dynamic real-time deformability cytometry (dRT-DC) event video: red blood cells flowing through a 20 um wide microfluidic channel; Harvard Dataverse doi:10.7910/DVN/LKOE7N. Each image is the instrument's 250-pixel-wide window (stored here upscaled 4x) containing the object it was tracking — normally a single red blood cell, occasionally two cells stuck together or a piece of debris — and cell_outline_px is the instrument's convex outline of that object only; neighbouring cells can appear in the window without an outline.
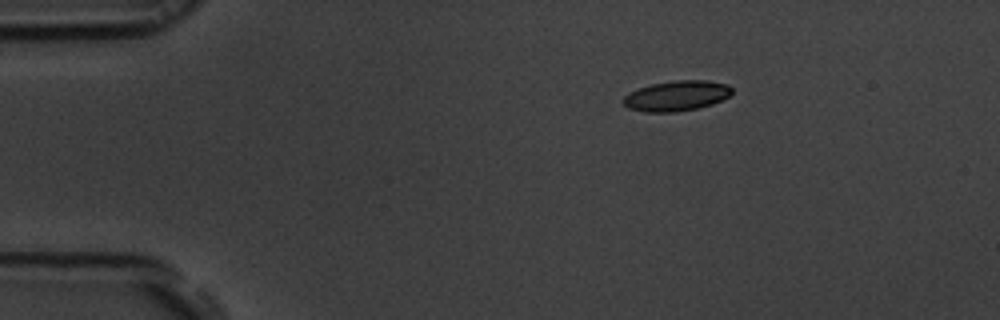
{"species": "common noctule bat (a hibernating species)", "species_latin": "Nyctalus noctula", "temperature_condition": "room temperature", "stored_images_in_passage": 46, "camera_frame_rate_fps": 3000, "um_per_image_px": 0.085, "animal": {"sex": "male", "body_mass_g": 19.5, "forearm_length_mm": 54.6}, "frame": {"image": 1, "passage_image": 1, "time_ms": 0.0, "image_size_px": [1000, 320], "cell_outline_px": [[732, 92], [728, 96], [712, 104], [696, 108], [676, 112], [644, 112], [628, 108], [624, 104], [624, 96], [628, 92], [652, 84], [672, 80], [708, 80], [728, 84], [732, 88]], "centroid_in_image_um": [57.5, 8.14], "position_along_channel_um": 27.5, "area_um2": 19.13}}
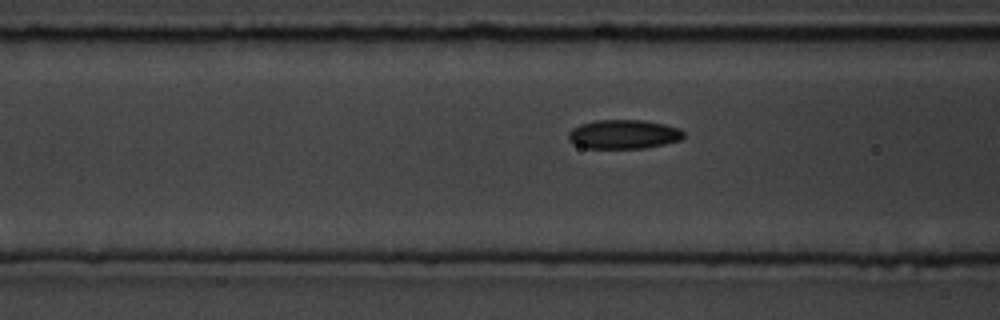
{"frame": {"image": 2, "passage_image": 13, "time_ms": 4.0, "image_size_px": [1000, 320], "cell_outline_px": [[684, 136], [680, 140], [664, 144], [644, 148], [588, 148], [576, 144], [568, 140], [568, 132], [572, 128], [580, 124], [596, 120], [644, 120], [664, 124], [680, 128], [684, 132]], "centroid_in_image_um": [53.01, 11.4], "position_along_channel_um": 113.6, "area_um2": 19.54}}
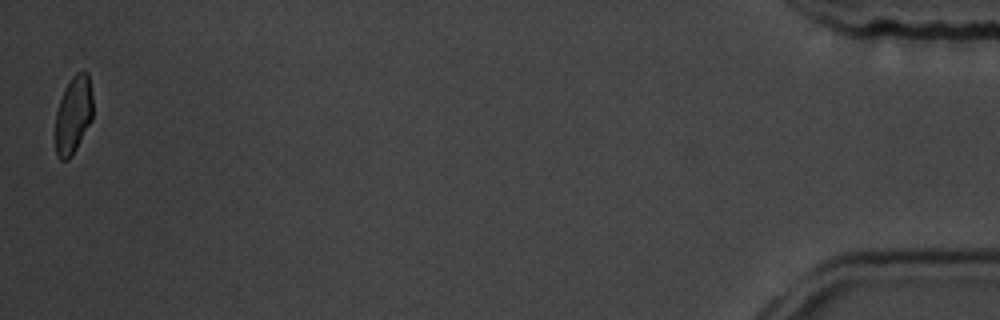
{"frame": {"image": 3, "passage_image": 46, "time_ms": 15.0, "image_size_px": [1000, 320], "cell_outline_px": [[92, 120], [72, 156], [68, 160], [60, 160], [56, 156], [56, 112], [64, 88], [72, 76], [80, 68], [84, 68], [88, 72], [92, 96]], "centroid_in_image_um": [6.24, 9.72], "position_along_channel_um": 429.0, "area_um2": 17.22}, "authors_computed_cell_mechanics": {"area_um2": 19.1896, "velocity_mm_per_s": 3.7286, "shape_relaxation_time_tau1_ms": 6.8652, "shape_relaxation_time_tau2_ms": 3.9751, "deformation_change_tau1": 0.1479, "deformation_change_tau2": 0.0952}}